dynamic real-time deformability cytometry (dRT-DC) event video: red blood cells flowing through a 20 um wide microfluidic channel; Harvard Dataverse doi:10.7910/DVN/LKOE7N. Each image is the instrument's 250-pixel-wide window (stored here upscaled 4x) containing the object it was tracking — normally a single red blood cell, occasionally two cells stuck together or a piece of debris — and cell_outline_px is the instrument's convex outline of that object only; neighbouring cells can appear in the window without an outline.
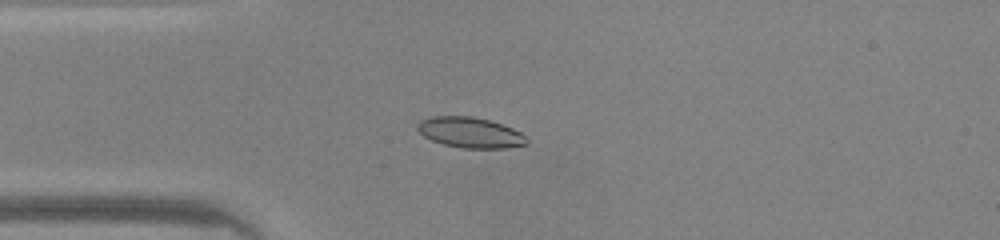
{"species": "common noctule bat (a hibernating species)", "species_latin": "Nyctalus noctula", "temperature_condition": "warm", "stored_images_in_passage": 36, "camera_frame_rate_fps": 3000, "um_per_image_px": 0.085, "animal": {"sex": "male", "body_mass_g": 20.0, "forearm_length_mm": 53.3}, "frame": {"image": 1, "passage_image": 1, "time_ms": 0.0, "image_size_px": [1000, 240], "cell_outline_px": [[528, 144], [504, 148], [464, 148], [444, 144], [432, 140], [424, 136], [416, 128], [416, 124], [420, 120], [432, 116], [472, 116], [488, 120], [512, 128], [520, 132], [528, 140]], "centroid_in_image_um": [39.94, 11.26], "position_along_channel_um": 45.1, "area_um2": 19.31}}
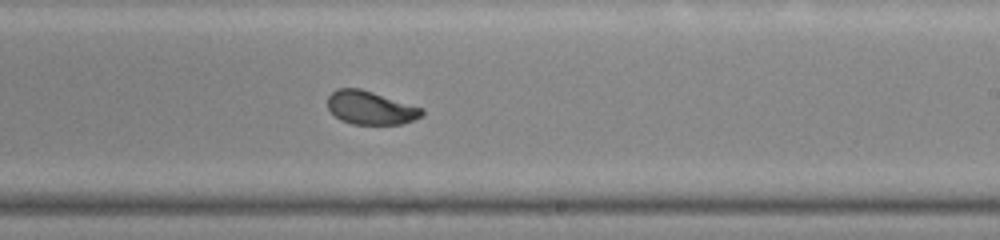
{"frame": {"image": 2, "passage_image": 17, "time_ms": 5.333, "image_size_px": [1000, 240], "cell_outline_px": [[424, 112], [420, 116], [404, 124], [352, 124], [340, 120], [328, 108], [328, 96], [336, 88], [360, 88], [424, 108]], "centroid_in_image_um": [31.49, 9.16], "position_along_channel_um": 257.5, "area_um2": 18.32}}
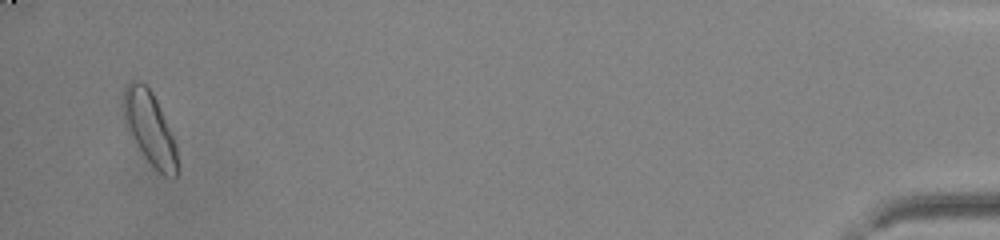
{"frame": {"image": 3, "passage_image": 35, "time_ms": 11.333, "image_size_px": [1000, 240], "cell_outline_px": [[176, 176], [172, 180], [164, 176], [144, 156], [136, 144], [124, 124], [120, 104], [124, 88], [132, 80], [136, 80], [144, 84], [152, 92], [160, 108], [176, 144]], "centroid_in_image_um": [12.66, 10.86], "position_along_channel_um": 422.5, "area_um2": 22.89}, "authors_computed_cell_mechanics": {"area_um2": 18.9873, "velocity_mm_per_s": 4.2227, "shape_relaxation_time_tau1_ms": 2.5475, "shape_relaxation_time_tau2_ms": 0.6615, "deformation_change_tau1": 0.1201, "deformation_change_tau2": 0.0447}}